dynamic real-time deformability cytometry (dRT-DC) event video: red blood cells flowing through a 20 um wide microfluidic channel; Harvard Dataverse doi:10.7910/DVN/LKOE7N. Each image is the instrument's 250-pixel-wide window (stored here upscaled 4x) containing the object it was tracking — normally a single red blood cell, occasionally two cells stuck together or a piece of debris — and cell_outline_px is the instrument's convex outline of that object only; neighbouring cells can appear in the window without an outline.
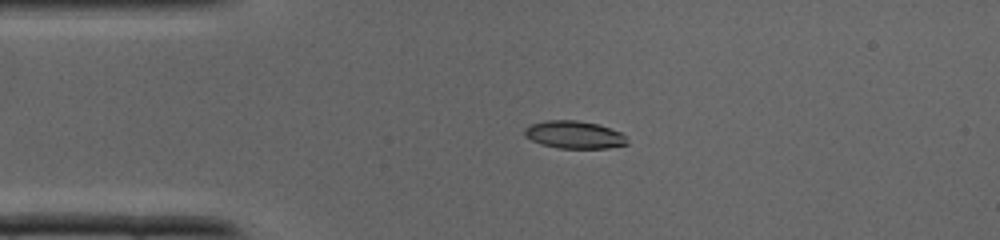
{"species": "common noctule bat (a hibernating species)", "species_latin": "Nyctalus noctula", "temperature_condition": "cold", "stored_images_in_passage": 36, "camera_frame_rate_fps": 3000, "um_per_image_px": 0.085, "animal": {"sex": "male", "body_mass_g": 19.0, "forearm_length_mm": 50.8}, "frame": {"image": 1, "passage_image": 7, "time_ms": 2.0, "image_size_px": [1000, 240], "cell_outline_px": [[628, 144], [608, 148], [560, 148], [540, 144], [524, 136], [524, 128], [528, 124], [548, 120], [576, 120], [600, 124], [620, 132], [628, 140]], "centroid_in_image_um": [48.79, 11.44], "position_along_channel_um": 36.2, "area_um2": 16.65}}
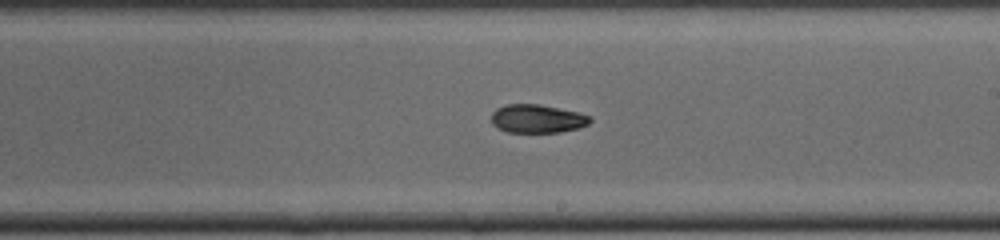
{"frame": {"image": 2, "passage_image": 20, "time_ms": 6.333, "image_size_px": [1000, 240], "cell_outline_px": [[592, 120], [588, 124], [576, 128], [560, 132], [508, 132], [492, 124], [492, 112], [496, 108], [508, 104], [536, 104], [576, 112], [592, 116]], "centroid_in_image_um": [45.65, 10.09], "position_along_channel_um": 243.3, "area_um2": 16.07}}
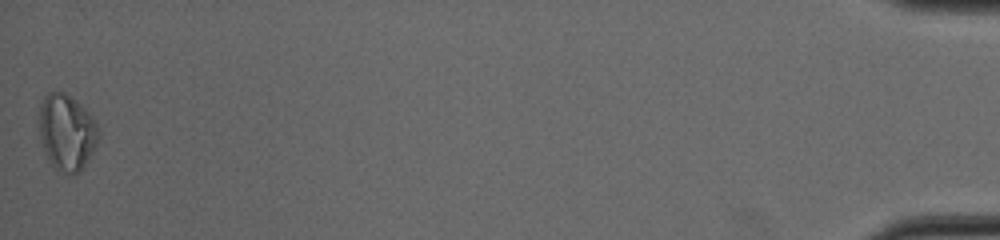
{"frame": {"image": 3, "passage_image": 36, "time_ms": 11.667, "image_size_px": [1000, 240], "cell_outline_px": [[100, 136], [92, 152], [80, 172], [56, 172], [48, 160], [44, 152], [40, 136], [40, 104], [44, 96], [48, 92], [64, 92], [84, 108], [92, 116], [100, 132]], "centroid_in_image_um": [5.66, 11.25], "position_along_channel_um": 429.5, "area_um2": 26.13}}